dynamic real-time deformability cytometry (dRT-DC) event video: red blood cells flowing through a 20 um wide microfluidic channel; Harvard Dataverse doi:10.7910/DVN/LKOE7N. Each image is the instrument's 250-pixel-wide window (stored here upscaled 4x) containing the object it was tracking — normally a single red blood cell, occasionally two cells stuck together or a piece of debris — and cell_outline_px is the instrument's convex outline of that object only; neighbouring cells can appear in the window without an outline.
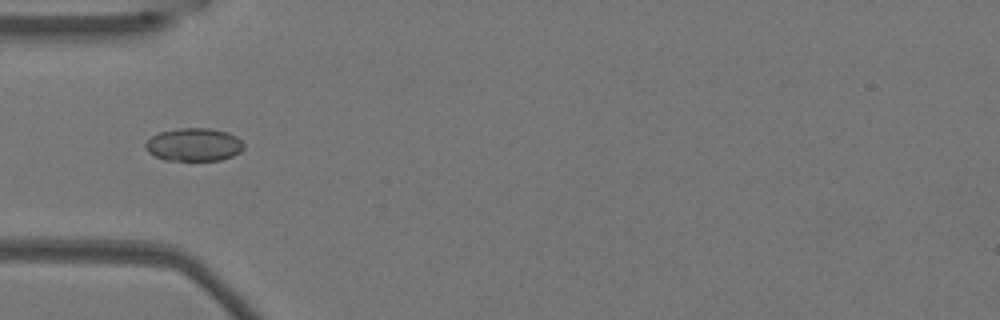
{"species": "Egyptian fruit bat (a non-hibernating species)", "species_latin": "Rousettus aegyptiacus", "temperature_condition": "warm", "stored_images_in_passage": 43, "camera_frame_rate_fps": 3000, "um_per_image_px": 0.085, "animal": {"sex": "female"}, "frame": {"image": 1, "passage_image": 7, "time_ms": 2.0, "image_size_px": [1000, 320], "cell_outline_px": [[244, 148], [240, 152], [232, 156], [220, 160], [164, 160], [148, 152], [144, 148], [144, 144], [152, 136], [160, 132], [176, 128], [208, 128], [228, 132], [236, 136], [244, 144]], "centroid_in_image_um": [16.48, 12.29], "position_along_channel_um": 68.5, "area_um2": 18.96}}
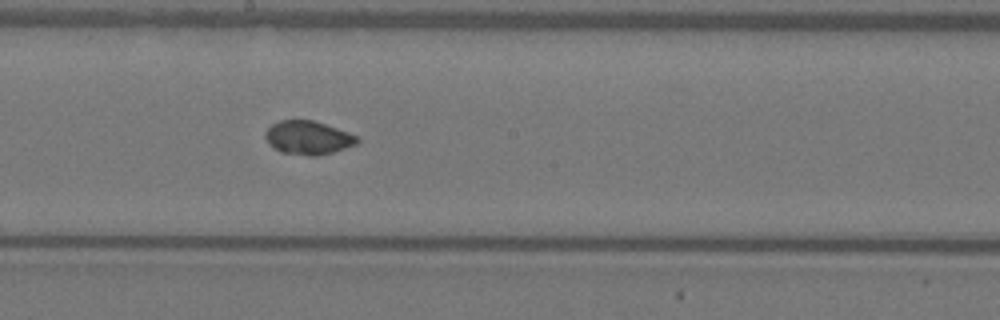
{"frame": {"image": 2, "passage_image": 19, "time_ms": 6.0, "image_size_px": [1000, 320], "cell_outline_px": [[360, 140], [356, 144], [332, 152], [316, 156], [308, 156], [280, 152], [264, 136], [264, 132], [272, 124], [280, 120], [312, 120], [348, 132], [356, 136]], "centroid_in_image_um": [26.18, 11.7], "position_along_channel_um": 222.0, "area_um2": 17.69}}
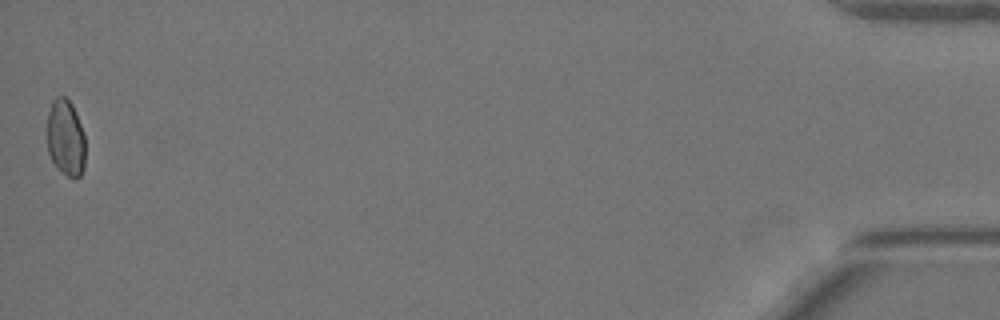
{"frame": {"image": 3, "passage_image": 43, "time_ms": 14.0, "image_size_px": [1000, 320], "cell_outline_px": [[84, 168], [80, 176], [76, 180], [72, 180], [52, 160], [48, 152], [48, 112], [52, 100], [56, 96], [64, 96], [72, 104], [76, 112], [84, 132]], "centroid_in_image_um": [5.6, 11.7], "position_along_channel_um": 429.6, "area_um2": 16.99}, "authors_computed_cell_mechanics": {"area_um2": 17.6868, "velocity_mm_per_s": 3.8064, "shape_relaxation_time_tau1_ms": null, "shape_relaxation_time_tau2_ms": 1.3436, "deformation_change_tau1": null, "deformation_change_tau2": 0.0388}}